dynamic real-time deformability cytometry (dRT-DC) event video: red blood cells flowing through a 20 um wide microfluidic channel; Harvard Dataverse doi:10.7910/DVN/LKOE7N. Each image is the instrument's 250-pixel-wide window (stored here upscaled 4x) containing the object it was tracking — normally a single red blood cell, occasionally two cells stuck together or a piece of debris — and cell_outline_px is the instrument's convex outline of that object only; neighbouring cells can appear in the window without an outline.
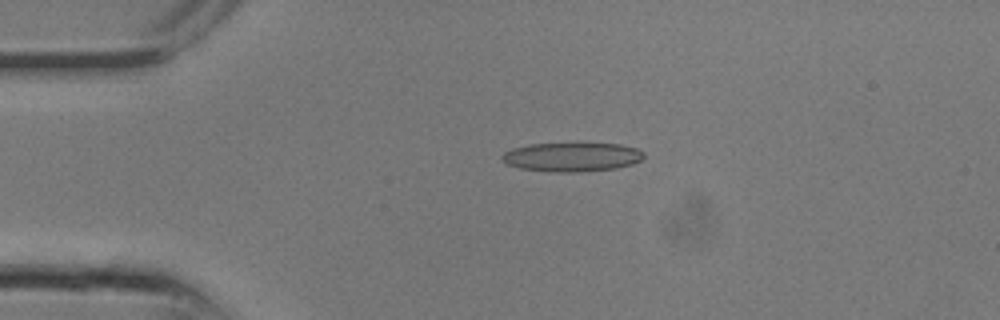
{"species": "common noctule bat (a hibernating species)", "species_latin": "Nyctalus noctula", "temperature_condition": "room temperature", "stored_images_in_passage": 8, "camera_frame_rate_fps": 3000, "um_per_image_px": 0.085, "animal": {"sex": "male", "body_mass_g": 13.3}, "frame": {"image": 1, "passage_image": 6, "time_ms": 1.667, "image_size_px": [1000, 320], "cell_outline_px": [[644, 156], [640, 160], [632, 164], [616, 168], [580, 172], [552, 172], [520, 168], [508, 164], [500, 156], [504, 152], [512, 148], [528, 144], [580, 140], [620, 144], [636, 148], [644, 152]], "centroid_in_image_um": [48.63, 13.28], "position_along_channel_um": 36.4, "area_um2": 25.14}}